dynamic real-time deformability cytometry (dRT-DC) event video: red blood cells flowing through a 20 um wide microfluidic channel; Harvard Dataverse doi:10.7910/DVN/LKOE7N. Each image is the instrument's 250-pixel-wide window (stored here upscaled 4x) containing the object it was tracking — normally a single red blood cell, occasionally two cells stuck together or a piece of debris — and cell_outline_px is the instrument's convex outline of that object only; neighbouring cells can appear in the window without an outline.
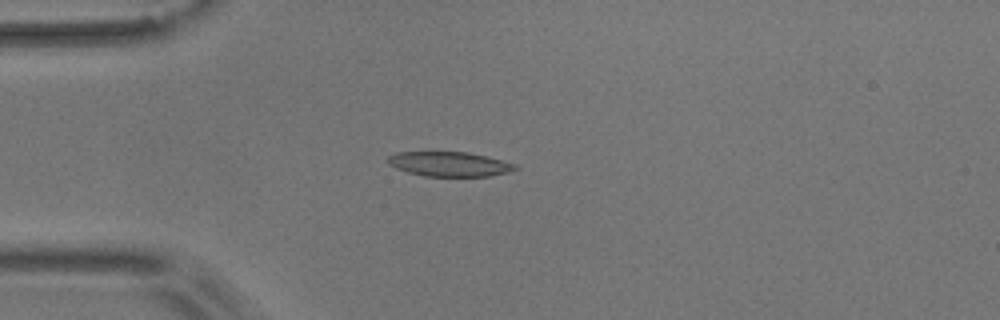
{"species": "common noctule bat (a hibernating species)", "species_latin": "Nyctalus noctula", "temperature_condition": "room temperature", "stored_images_in_passage": 1, "camera_frame_rate_fps": 3000, "um_per_image_px": 0.085, "animal": {"sex": "male", "body_mass_g": 17.9}, "frame": {"image": 1, "passage_image": 1, "time_ms": 0.0, "image_size_px": [1000, 320], "cell_outline_px": [[520, 168], [508, 172], [488, 176], [424, 176], [408, 172], [396, 168], [388, 164], [388, 156], [396, 152], [468, 152], [488, 156], [516, 164]], "centroid_in_image_um": [38.22, 13.94], "position_along_channel_um": 46.8, "area_um2": 18.32}}